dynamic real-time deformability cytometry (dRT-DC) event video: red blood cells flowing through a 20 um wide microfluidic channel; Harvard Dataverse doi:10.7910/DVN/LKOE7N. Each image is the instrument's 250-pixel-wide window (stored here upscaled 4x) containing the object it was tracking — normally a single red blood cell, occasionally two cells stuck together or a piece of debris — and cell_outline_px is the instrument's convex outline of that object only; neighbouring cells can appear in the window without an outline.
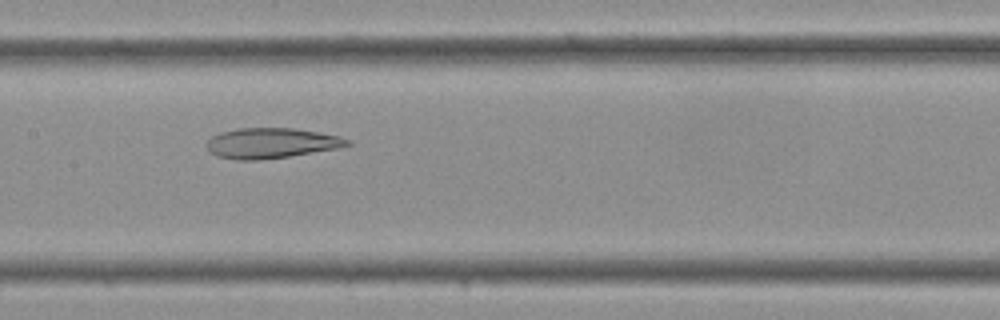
{"species": "Egyptian fruit bat (a non-hibernating species)", "species_latin": "Rousettus aegyptiacus", "temperature_condition": "cold", "stored_images_in_passage": 32, "camera_frame_rate_fps": 3000, "um_per_image_px": 0.085, "frame": {"image": 1, "passage_image": 14, "time_ms": 4.333, "image_size_px": [1000, 320], "cell_outline_px": [[352, 144], [340, 148], [288, 156], [260, 160], [236, 160], [216, 156], [208, 152], [204, 144], [212, 136], [220, 132], [236, 128], [292, 128], [340, 136], [352, 140]], "centroid_in_image_um": [23.02, 12.17], "position_along_channel_um": 184.4, "area_um2": 25.09}}
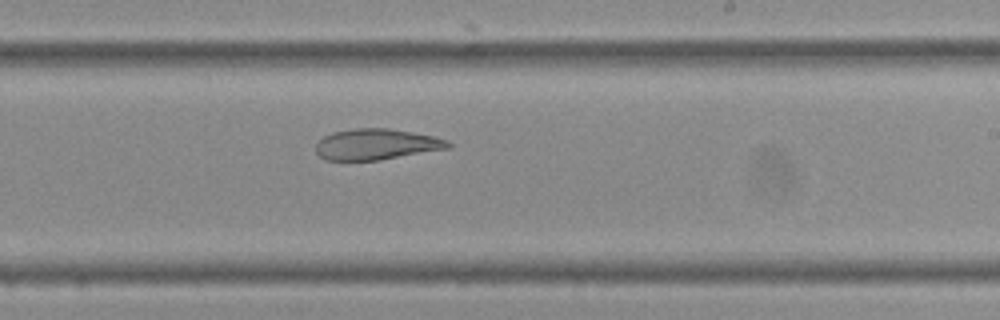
{"frame": {"image": 2, "passage_image": 18, "time_ms": 5.667, "image_size_px": [1000, 320], "cell_outline_px": [[452, 148], [380, 160], [324, 160], [316, 152], [316, 144], [324, 136], [332, 132], [356, 128], [388, 128], [412, 132], [432, 136], [448, 140], [452, 144]], "centroid_in_image_um": [32.02, 12.27], "position_along_channel_um": 257.0, "area_um2": 23.93}}
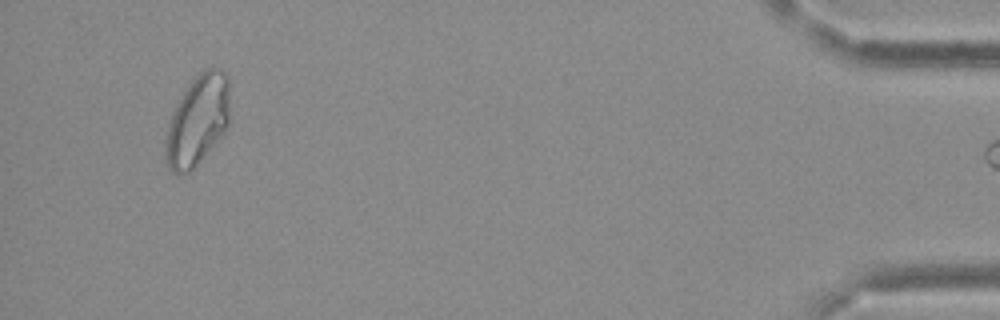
{"frame": {"image": 3, "passage_image": 31, "time_ms": 10.0, "image_size_px": [1000, 320], "cell_outline_px": [[228, 128], [200, 160], [188, 172], [180, 176], [172, 172], [168, 168], [164, 156], [164, 140], [172, 112], [176, 104], [192, 80], [204, 68], [212, 64], [220, 68], [228, 76]], "centroid_in_image_um": [16.77, 10.22], "position_along_channel_um": 418.4, "area_um2": 33.99}}